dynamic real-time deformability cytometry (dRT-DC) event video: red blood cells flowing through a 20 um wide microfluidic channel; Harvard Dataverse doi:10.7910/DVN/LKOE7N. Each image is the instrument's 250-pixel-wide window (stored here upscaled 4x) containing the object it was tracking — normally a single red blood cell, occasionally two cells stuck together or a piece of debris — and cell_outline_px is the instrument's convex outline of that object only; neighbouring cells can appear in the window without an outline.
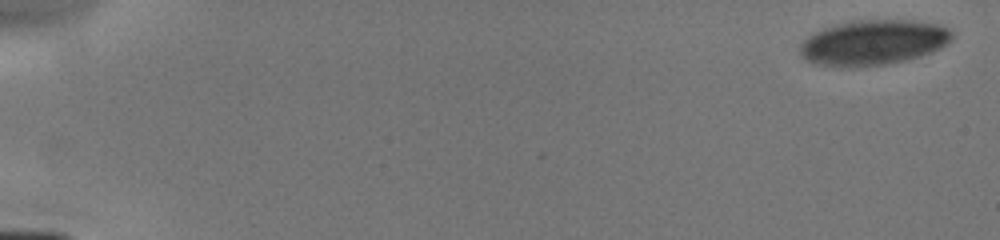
{"species": "human", "species_latin": "Homo sapiens", "temperature_condition": "cold", "stored_images_in_passage": 6, "camera_frame_rate_fps": 3000, "um_per_image_px": 0.085, "donor": {"sex": "male"}, "frame": {"image": 1, "passage_image": 1, "time_ms": 0.0, "image_size_px": [1000, 240], "cell_outline_px": [[956, 32], [952, 40], [948, 44], [932, 52], [908, 60], [884, 64], [856, 68], [840, 68], [816, 64], [804, 60], [800, 56], [800, 44], [808, 36], [824, 28], [848, 20], [916, 20], [936, 24], [948, 28]], "centroid_in_image_um": [74.24, 3.62], "position_along_channel_um": 10.8, "area_um2": 40.81}}
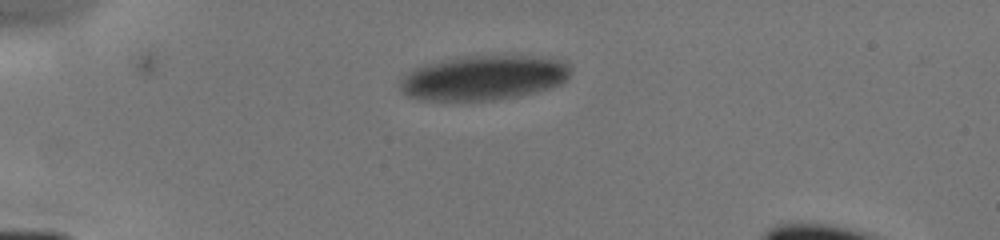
{"frame": {"image": 2, "passage_image": 4, "time_ms": 4.0, "image_size_px": [1000, 240], "cell_outline_px": [[572, 68], [568, 76], [560, 84], [536, 92], [516, 96], [492, 100], [420, 100], [408, 96], [400, 88], [400, 80], [408, 72], [416, 68], [440, 60], [460, 56], [540, 56], [560, 60], [568, 64]], "centroid_in_image_um": [41.11, 6.6], "position_along_channel_um": 43.9, "area_um2": 44.22}}